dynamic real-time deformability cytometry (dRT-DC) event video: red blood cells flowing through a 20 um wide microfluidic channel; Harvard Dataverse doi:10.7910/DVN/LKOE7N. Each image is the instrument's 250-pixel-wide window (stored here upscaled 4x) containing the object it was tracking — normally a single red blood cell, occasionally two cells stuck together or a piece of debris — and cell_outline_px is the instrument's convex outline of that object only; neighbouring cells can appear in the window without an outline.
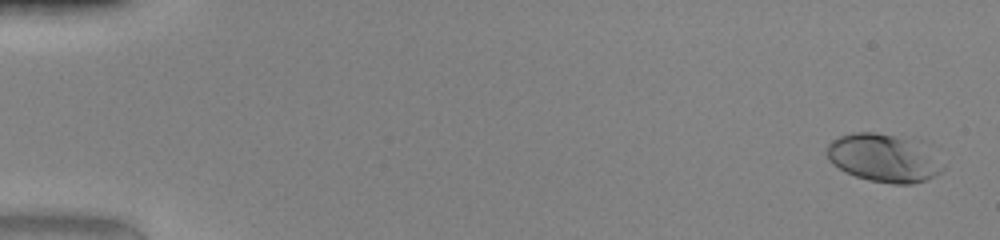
{"species": "human", "species_latin": "Homo sapiens", "temperature_condition": "warm", "stored_images_in_passage": 50, "camera_frame_rate_fps": 3000, "um_per_image_px": 0.085, "donor": {"sex": "female"}, "frame": {"image": 1, "passage_image": 2, "time_ms": 0.333, "image_size_px": [1000, 240], "cell_outline_px": [[944, 168], [940, 172], [924, 180], [912, 184], [892, 184], [868, 180], [856, 176], [840, 168], [828, 160], [828, 144], [832, 140], [840, 136], [852, 132], [876, 132], [912, 136], [928, 140], [932, 144]], "centroid_in_image_um": [75.25, 13.36], "position_along_channel_um": 9.8, "area_um2": 33.7}}
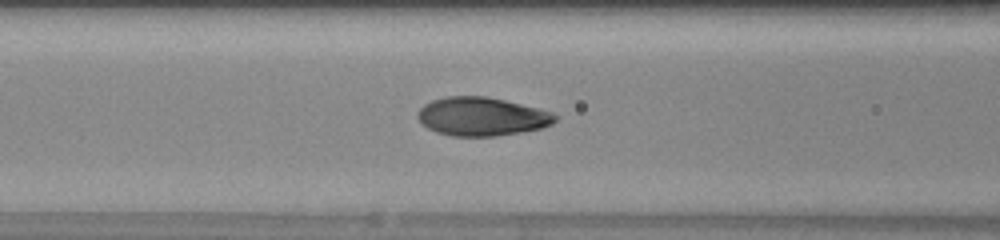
{"frame": {"image": 2, "passage_image": 22, "time_ms": 7.0, "image_size_px": [1000, 240], "cell_outline_px": [[560, 116], [552, 124], [540, 128], [520, 132], [496, 136], [452, 136], [436, 132], [420, 124], [416, 116], [416, 112], [424, 104], [432, 100], [444, 96], [484, 96], [504, 100], [540, 108], [552, 112]], "centroid_in_image_um": [40.92, 9.9], "position_along_channel_um": 125.7, "area_um2": 31.15}}
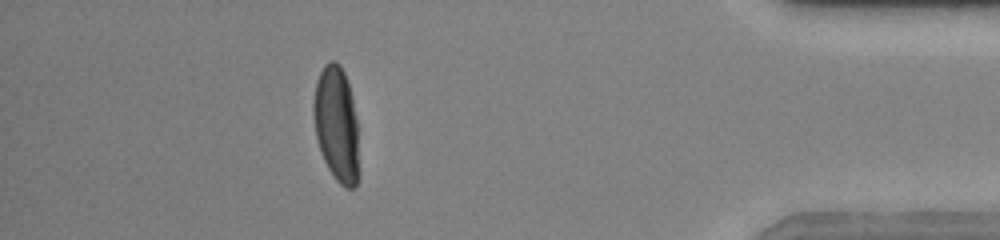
{"frame": {"image": 3, "passage_image": 45, "time_ms": 14.667, "image_size_px": [1000, 240], "cell_outline_px": [[356, 188], [344, 188], [336, 180], [328, 168], [320, 152], [316, 136], [312, 112], [312, 104], [316, 80], [324, 64], [328, 60], [336, 60], [340, 64], [344, 72], [352, 96], [356, 120]], "centroid_in_image_um": [28.54, 10.48], "position_along_channel_um": 406.7, "area_um2": 30.17}, "authors_computed_cell_mechanics": {"area_um2": 30.9808, "velocity_mm_per_s": 4.2094, "shape_relaxation_time_tau1_ms": 3.2901, "shape_relaxation_time_tau2_ms": null, "deformation_change_tau1": 0.2021, "deformation_change_tau2": null}}